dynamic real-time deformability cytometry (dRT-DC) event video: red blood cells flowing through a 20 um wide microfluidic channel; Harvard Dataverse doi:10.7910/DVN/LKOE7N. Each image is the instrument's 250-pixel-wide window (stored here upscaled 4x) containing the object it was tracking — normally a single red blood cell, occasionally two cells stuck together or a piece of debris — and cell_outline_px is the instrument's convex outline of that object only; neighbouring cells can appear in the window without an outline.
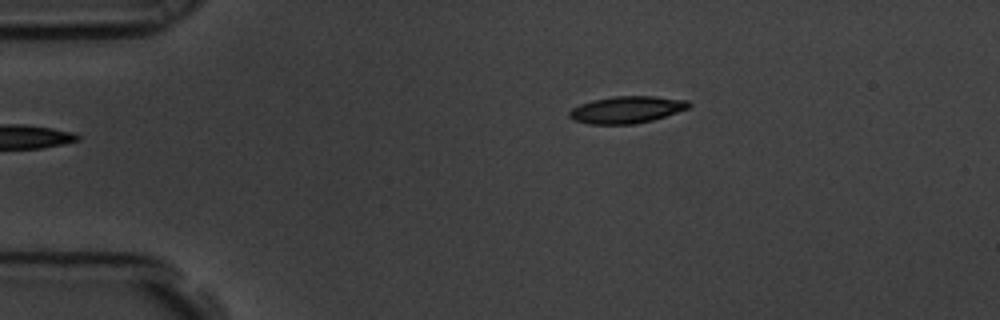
{"species": "common noctule bat (a hibernating species)", "species_latin": "Nyctalus noctula", "temperature_condition": "room temperature", "stored_images_in_passage": 40, "camera_frame_rate_fps": 3000, "um_per_image_px": 0.085, "animal": {"sex": "male", "body_mass_g": 19.5, "forearm_length_mm": 54.6}, "frame": {"image": 1, "passage_image": 1, "time_ms": 0.0, "image_size_px": [1000, 320], "cell_outline_px": [[692, 104], [688, 108], [652, 120], [636, 124], [588, 124], [572, 120], [568, 116], [568, 112], [572, 108], [580, 104], [592, 100], [612, 96], [652, 96], [688, 100]], "centroid_in_image_um": [53.22, 9.32], "position_along_channel_um": 31.8, "area_um2": 18.84}}
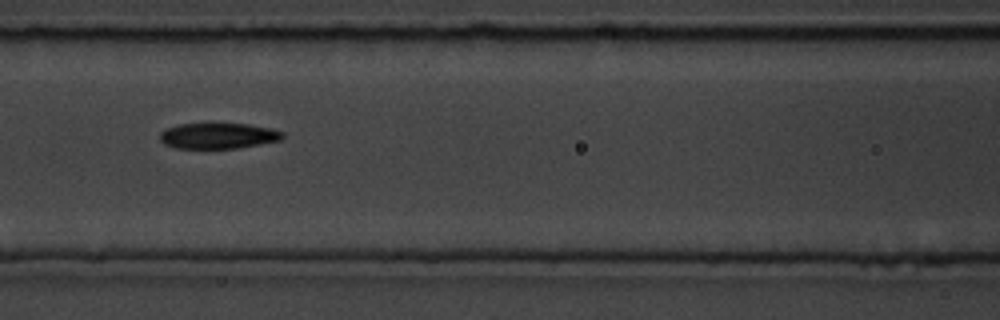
{"frame": {"image": 2, "passage_image": 15, "time_ms": 4.667, "image_size_px": [1000, 320], "cell_outline_px": [[284, 136], [280, 140], [236, 148], [172, 148], [164, 144], [160, 140], [160, 132], [168, 128], [180, 124], [208, 120], [248, 124], [268, 128], [284, 132]], "centroid_in_image_um": [18.49, 11.49], "position_along_channel_um": 148.1, "area_um2": 19.13}}
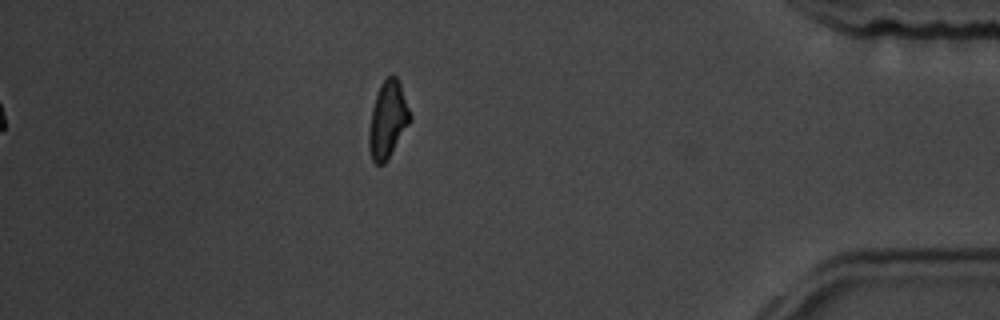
{"frame": {"image": 3, "passage_image": 40, "time_ms": 13.0, "image_size_px": [1000, 320], "cell_outline_px": [[412, 120], [388, 160], [384, 164], [376, 164], [372, 160], [368, 148], [368, 132], [372, 108], [380, 84], [392, 72], [396, 76], [400, 84], [412, 116]], "centroid_in_image_um": [32.96, 10.2], "position_along_channel_um": 402.2, "area_um2": 18.67}, "authors_computed_cell_mechanics": {"area_um2": 19.0451, "velocity_mm_per_s": 3.5545, "shape_relaxation_time_tau1_ms": 3.8528, "shape_relaxation_time_tau2_ms": 5.5826, "deformation_change_tau1": 0.148, "deformation_change_tau2": 0.1459}}